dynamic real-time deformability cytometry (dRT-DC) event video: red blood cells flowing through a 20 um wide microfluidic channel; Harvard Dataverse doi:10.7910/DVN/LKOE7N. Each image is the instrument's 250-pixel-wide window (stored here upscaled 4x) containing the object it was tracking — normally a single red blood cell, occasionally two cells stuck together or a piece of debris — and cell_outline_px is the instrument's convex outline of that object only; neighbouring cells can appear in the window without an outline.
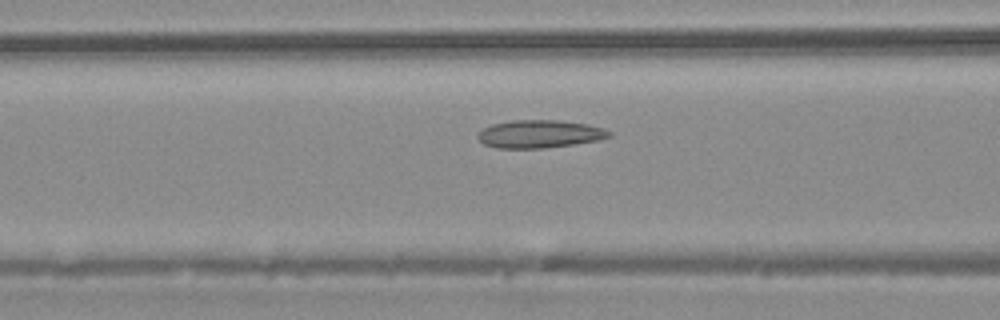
{"species": "common noctule bat (a hibernating species)", "species_latin": "Nyctalus noctula", "temperature_condition": "warm", "stored_images_in_passage": 35, "camera_frame_rate_fps": 3000, "um_per_image_px": 0.085, "animal": {"sex": "male", "body_mass_g": 20.4}, "frame": {"image": 1, "passage_image": 9, "time_ms": 2.667, "image_size_px": [1000, 320], "cell_outline_px": [[612, 136], [600, 140], [544, 148], [496, 148], [484, 144], [476, 136], [484, 128], [492, 124], [512, 120], [556, 120], [588, 124], [604, 128], [612, 132]], "centroid_in_image_um": [45.89, 11.38], "position_along_channel_um": 120.7, "area_um2": 21.33}}
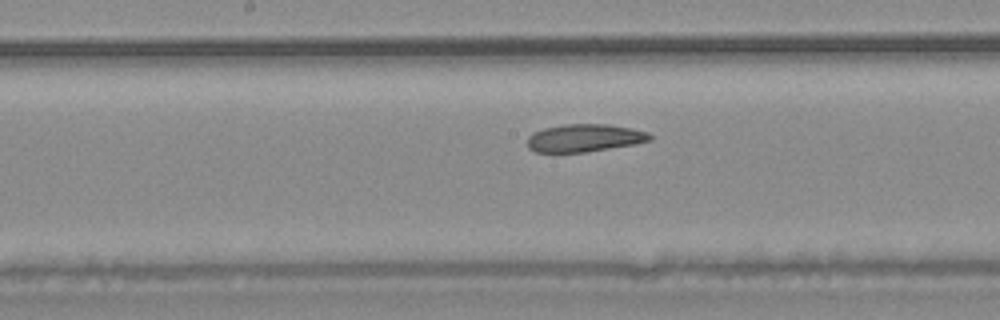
{"frame": {"image": 2, "passage_image": 14, "time_ms": 4.333, "image_size_px": [1000, 320], "cell_outline_px": [[652, 140], [636, 144], [584, 152], [536, 152], [528, 148], [528, 136], [532, 132], [544, 128], [564, 124], [608, 124], [632, 128], [648, 132], [652, 136]], "centroid_in_image_um": [49.69, 11.72], "position_along_channel_um": 198.5, "area_um2": 19.88}}
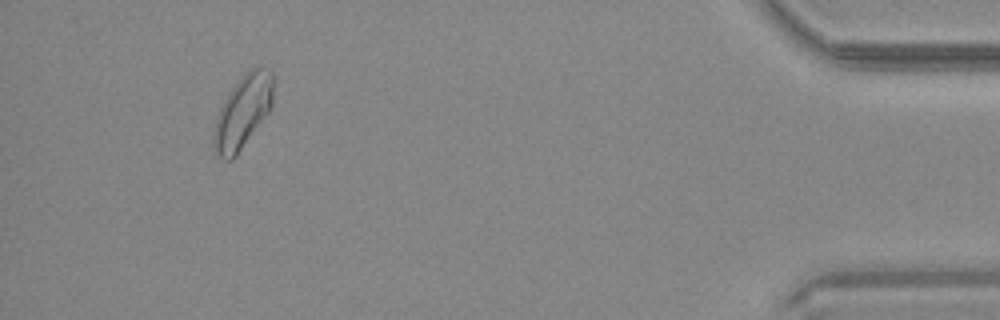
{"frame": {"image": 3, "passage_image": 32, "time_ms": 10.333, "image_size_px": [1000, 320], "cell_outline_px": [[276, 76], [272, 108], [236, 156], [232, 160], [224, 160], [216, 156], [212, 144], [212, 140], [216, 120], [220, 108], [228, 92], [244, 72], [252, 68], [272, 68]], "centroid_in_image_um": [20.68, 9.47], "position_along_channel_um": 414.5, "area_um2": 26.01}}